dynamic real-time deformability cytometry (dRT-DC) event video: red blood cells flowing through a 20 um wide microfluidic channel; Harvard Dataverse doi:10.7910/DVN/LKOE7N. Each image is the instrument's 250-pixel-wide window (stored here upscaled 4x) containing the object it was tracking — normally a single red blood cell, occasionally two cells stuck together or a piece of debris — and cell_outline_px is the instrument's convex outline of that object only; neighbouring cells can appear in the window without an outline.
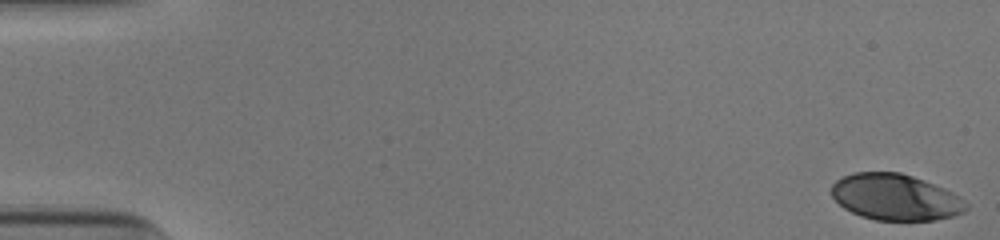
{"species": "human", "species_latin": "Homo sapiens", "temperature_condition": "cold", "stored_images_in_passage": 53, "camera_frame_rate_fps": 3000, "um_per_image_px": 0.085, "donor": {"sex": "male"}, "frame": {"image": 1, "passage_image": 1, "time_ms": 0.0, "image_size_px": [1000, 240], "cell_outline_px": [[968, 208], [964, 212], [952, 216], [936, 220], [876, 220], [860, 216], [844, 208], [832, 196], [832, 184], [836, 180], [852, 172], [900, 172], [924, 180], [944, 188], [960, 196], [968, 204]], "centroid_in_image_um": [76.13, 16.76], "position_along_channel_um": 8.9, "area_um2": 36.3}}
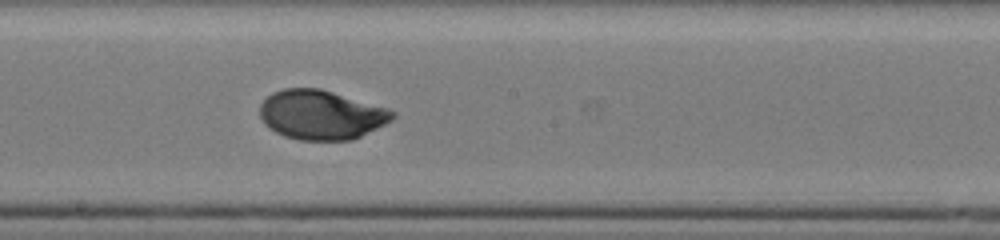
{"frame": {"image": 2, "passage_image": 30, "time_ms": 9.667, "image_size_px": [1000, 240], "cell_outline_px": [[396, 116], [392, 120], [352, 140], [300, 140], [284, 136], [268, 128], [264, 124], [260, 116], [260, 104], [272, 92], [284, 88], [320, 88], [388, 108], [396, 112]], "centroid_in_image_um": [27.28, 9.75], "position_along_channel_um": 220.9, "area_um2": 38.21}}
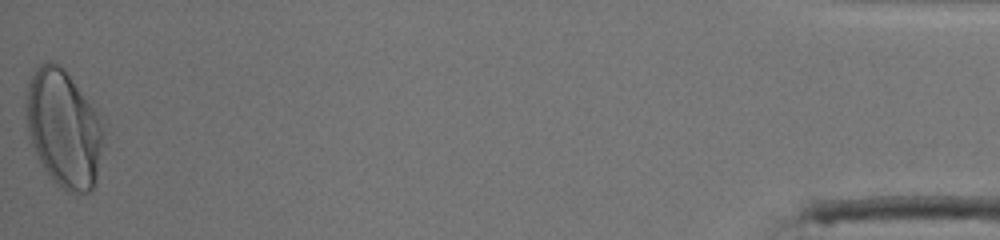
{"frame": {"image": 3, "passage_image": 53, "time_ms": 17.333, "image_size_px": [1000, 240], "cell_outline_px": [[104, 144], [96, 184], [88, 192], [68, 192], [56, 184], [44, 168], [32, 144], [28, 128], [24, 108], [28, 80], [32, 68], [48, 60], [52, 60], [64, 68], [96, 108], [104, 132]], "centroid_in_image_um": [5.42, 10.87], "position_along_channel_um": 429.8, "area_um2": 53.7}, "authors_computed_cell_mechanics": {"area_um2": 37.859, "velocity_mm_per_s": 3.8943, "shape_relaxation_time_tau1_ms": 3.3082, "shape_relaxation_time_tau2_ms": null, "deformation_change_tau1": 0.1648, "deformation_change_tau2": null}}